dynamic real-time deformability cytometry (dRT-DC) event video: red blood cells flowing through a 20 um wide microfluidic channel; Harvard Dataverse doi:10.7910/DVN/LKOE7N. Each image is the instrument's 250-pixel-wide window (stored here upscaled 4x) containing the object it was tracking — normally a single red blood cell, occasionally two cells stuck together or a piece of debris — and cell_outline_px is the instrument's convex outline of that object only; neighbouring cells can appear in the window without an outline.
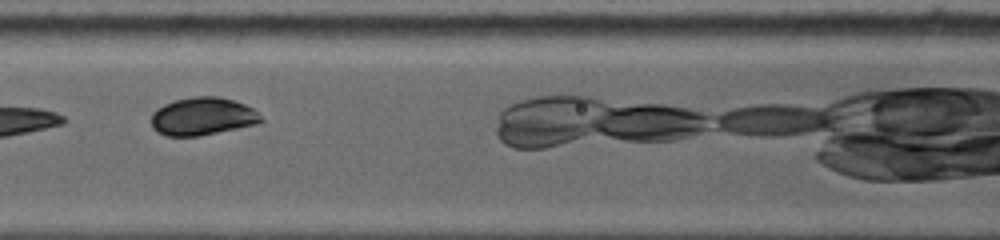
{"species": "common noctule bat (a hibernating species)", "species_latin": "Nyctalus noctula", "temperature_condition": "warm", "stored_images_in_passage": 15, "camera_frame_rate_fps": 5000, "um_per_image_px": 0.085, "animal": {"sex": "female", "body_mass_g": 19.0, "forearm_length_mm": 53.3}, "frame": {"image": 1, "passage_image": 3, "time_ms": 2.0, "image_size_px": [1000, 240], "cell_outline_px": [[264, 120], [256, 124], [200, 136], [168, 136], [156, 132], [152, 128], [152, 112], [156, 108], [164, 104], [176, 100], [196, 96], [220, 96], [244, 104], [252, 108]], "centroid_in_image_um": [17.19, 9.89], "position_along_channel_um": 149.4, "area_um2": 24.16}}